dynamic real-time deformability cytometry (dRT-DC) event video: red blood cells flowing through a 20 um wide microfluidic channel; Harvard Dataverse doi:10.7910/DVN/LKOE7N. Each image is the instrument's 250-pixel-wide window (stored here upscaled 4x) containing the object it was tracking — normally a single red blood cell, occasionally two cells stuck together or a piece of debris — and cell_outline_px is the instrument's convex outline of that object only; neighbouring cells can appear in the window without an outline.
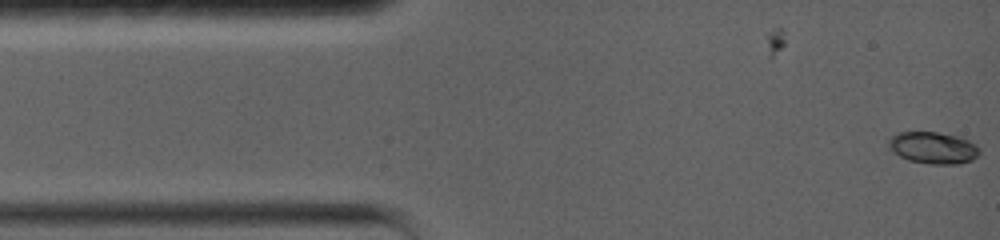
{"species": "common noctule bat (a hibernating species)", "species_latin": "Nyctalus noctula", "temperature_condition": "warm", "stored_images_in_passage": 88, "camera_frame_rate_fps": 5000, "um_per_image_px": 0.085, "animal": {"sex": "female", "body_mass_g": 19.0, "forearm_length_mm": 56.7}, "frame": {"image": 1, "passage_image": 1, "time_ms": 0.0, "image_size_px": [1000, 240], "cell_outline_px": [[980, 152], [972, 160], [960, 164], [928, 164], [908, 160], [892, 152], [888, 148], [888, 140], [896, 132], [936, 132], [960, 136], [968, 140], [980, 148]], "centroid_in_image_um": [79.3, 12.56], "position_along_channel_um": 5.7, "area_um2": 17.05}}
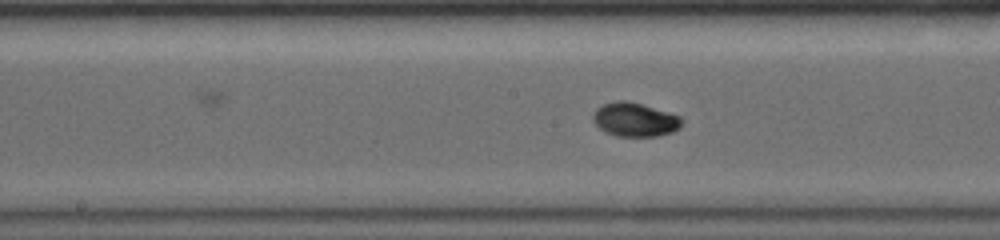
{"frame": {"image": 2, "passage_image": 37, "time_ms": 7.2, "image_size_px": [1000, 240], "cell_outline_px": [[680, 128], [672, 132], [656, 136], [616, 136], [600, 128], [596, 124], [592, 116], [596, 108], [604, 104], [616, 100], [628, 100], [668, 112], [680, 116]], "centroid_in_image_um": [53.95, 10.15], "position_along_channel_um": 194.3, "area_um2": 17.28}}
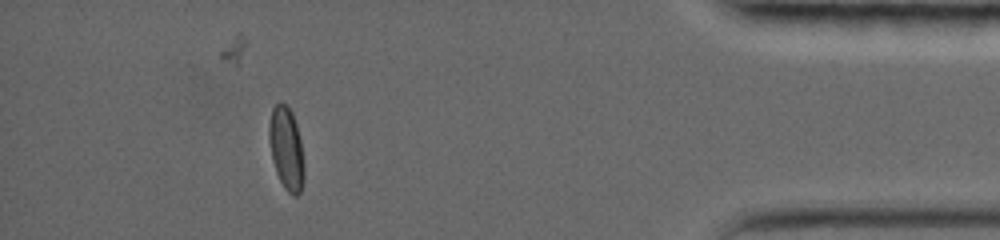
{"frame": {"image": 3, "passage_image": 73, "time_ms": 14.4, "image_size_px": [1000, 240], "cell_outline_px": [[300, 192], [296, 196], [288, 192], [280, 180], [272, 156], [272, 108], [276, 104], [284, 104], [288, 108], [292, 116], [296, 128], [300, 144]], "centroid_in_image_um": [24.32, 12.63], "position_along_channel_um": 410.9, "area_um2": 14.45}, "authors_computed_cell_mechanics": {"area_um2": 15.9239, "velocity_mm_per_s": 3.7729, "shape_relaxation_time_tau1_ms": 3.438, "shape_relaxation_time_tau2_ms": null, "deformation_change_tau1": 0.1499, "deformation_change_tau2": null}}